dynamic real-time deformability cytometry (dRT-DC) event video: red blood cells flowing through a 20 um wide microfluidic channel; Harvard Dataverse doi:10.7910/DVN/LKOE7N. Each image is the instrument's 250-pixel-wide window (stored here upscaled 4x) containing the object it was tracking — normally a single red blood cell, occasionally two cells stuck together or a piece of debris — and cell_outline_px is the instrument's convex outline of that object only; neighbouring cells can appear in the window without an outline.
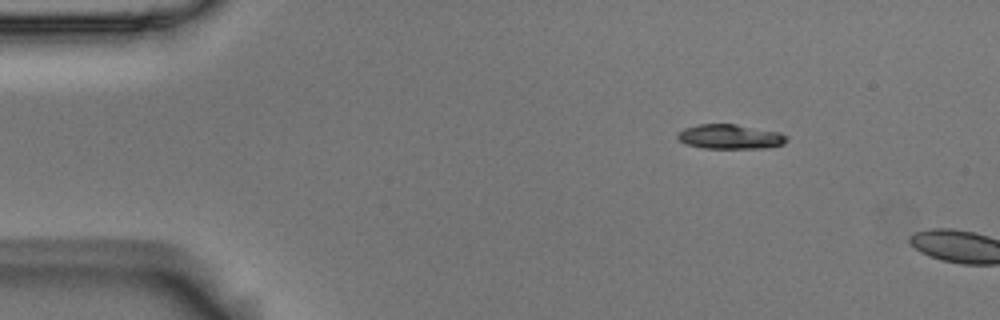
{"species": "Egyptian fruit bat (a non-hibernating species)", "species_latin": "Rousettus aegyptiacus", "temperature_condition": "room temperature", "stored_images_in_passage": 3, "camera_frame_rate_fps": 3000, "um_per_image_px": 0.085, "animal": {"sex": "male"}, "frame": {"image": 1, "passage_image": 1, "time_ms": 0.0, "image_size_px": [1000, 320], "cell_outline_px": [[788, 140], [784, 144], [768, 148], [704, 148], [684, 144], [676, 136], [676, 132], [684, 128], [696, 124], [736, 124], [780, 132], [788, 136]], "centroid_in_image_um": [62.06, 11.61], "position_along_channel_um": 22.9, "area_um2": 15.9}}